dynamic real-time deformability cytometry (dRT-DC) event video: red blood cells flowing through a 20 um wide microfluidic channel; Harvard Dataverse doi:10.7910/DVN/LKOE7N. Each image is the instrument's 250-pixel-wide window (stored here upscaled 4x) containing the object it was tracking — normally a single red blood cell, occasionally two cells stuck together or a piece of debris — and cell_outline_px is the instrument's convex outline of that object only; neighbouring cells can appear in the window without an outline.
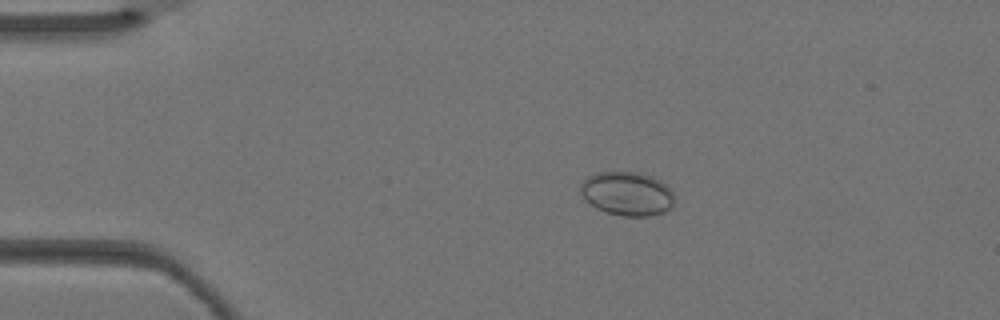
{"species": "Egyptian fruit bat (a non-hibernating species)", "species_latin": "Rousettus aegyptiacus", "temperature_condition": "warm", "stored_images_in_passage": 2, "camera_frame_rate_fps": 3000, "um_per_image_px": 0.085, "animal": {"sex": "female"}, "frame": {"image": 1, "passage_image": 2, "time_ms": 0.333, "image_size_px": [1000, 320], "cell_outline_px": [[672, 204], [664, 212], [648, 216], [620, 216], [596, 208], [580, 192], [580, 184], [584, 176], [596, 172], [640, 172], [652, 176], [660, 180], [672, 192]], "centroid_in_image_um": [53.26, 16.43], "position_along_channel_um": 31.7, "area_um2": 23.87}}